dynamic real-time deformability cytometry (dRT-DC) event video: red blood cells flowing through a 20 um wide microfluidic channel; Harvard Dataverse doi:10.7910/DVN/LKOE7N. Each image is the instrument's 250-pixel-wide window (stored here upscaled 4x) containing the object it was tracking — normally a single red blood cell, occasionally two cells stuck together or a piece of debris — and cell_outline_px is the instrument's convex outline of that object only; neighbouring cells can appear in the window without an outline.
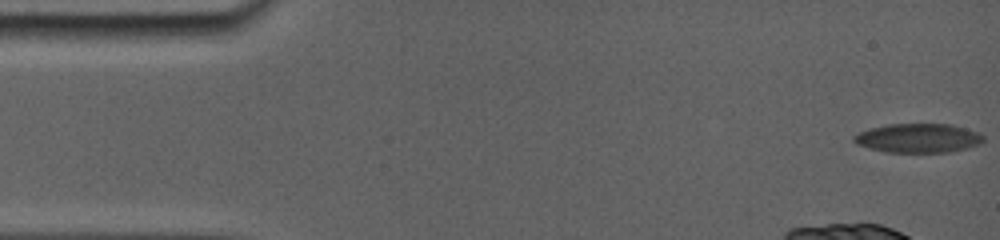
{"species": "common noctule bat (a hibernating species)", "species_latin": "Nyctalus noctula", "temperature_condition": "room temperature", "stored_images_in_passage": 31, "camera_frame_rate_fps": 5000, "um_per_image_px": 0.085, "animal": {"sex": "female", "body_mass_g": 19.0, "forearm_length_mm": 56.7}, "frame": {"image": 1, "passage_image": 1, "time_ms": 0.0, "image_size_px": [1000, 240], "cell_outline_px": [[984, 140], [972, 144], [956, 148], [932, 152], [900, 152], [876, 148], [864, 144], [856, 140], [856, 136], [860, 132], [872, 128], [892, 124], [948, 124], [984, 136]], "centroid_in_image_um": [78.03, 11.7], "position_along_channel_um": 7.0, "area_um2": 19.88}}
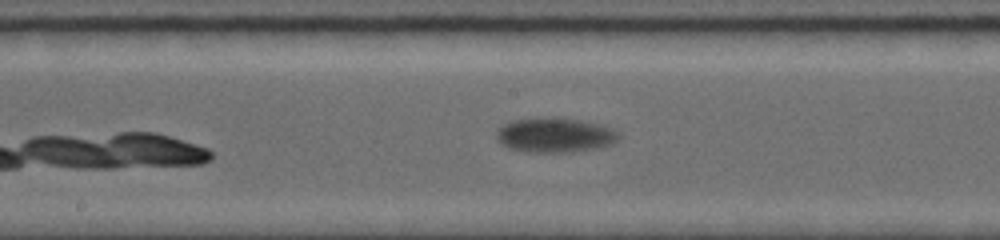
{"frame": {"image": 2, "passage_image": 18, "time_ms": 8.8, "image_size_px": [1000, 240], "cell_outline_px": [[616, 136], [608, 144], [588, 148], [564, 152], [536, 152], [512, 148], [504, 144], [496, 136], [496, 132], [504, 124], [516, 120], [576, 120], [596, 124], [612, 132]], "centroid_in_image_um": [47.03, 11.51], "position_along_channel_um": 201.2, "area_um2": 22.2}}
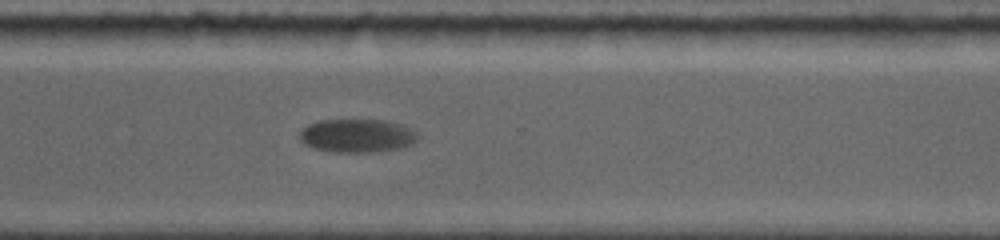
{"frame": {"image": 3, "passage_image": 26, "time_ms": 12.6, "image_size_px": [1000, 240], "cell_outline_px": [[420, 136], [412, 144], [400, 148], [380, 152], [332, 152], [312, 148], [304, 144], [300, 140], [300, 132], [308, 124], [320, 120], [388, 120], [404, 124], [412, 128]], "centroid_in_image_um": [30.39, 11.53], "position_along_channel_um": 340.2, "area_um2": 23.41}, "authors_computed_cell_mechanics": {"area_um2": 21.964, "velocity_mm_per_s": 3.6615, "shape_relaxation_time_tau1_ms": 2.2989, "shape_relaxation_time_tau2_ms": null, "deformation_change_tau1": 0.0711, "deformation_change_tau2": null}}